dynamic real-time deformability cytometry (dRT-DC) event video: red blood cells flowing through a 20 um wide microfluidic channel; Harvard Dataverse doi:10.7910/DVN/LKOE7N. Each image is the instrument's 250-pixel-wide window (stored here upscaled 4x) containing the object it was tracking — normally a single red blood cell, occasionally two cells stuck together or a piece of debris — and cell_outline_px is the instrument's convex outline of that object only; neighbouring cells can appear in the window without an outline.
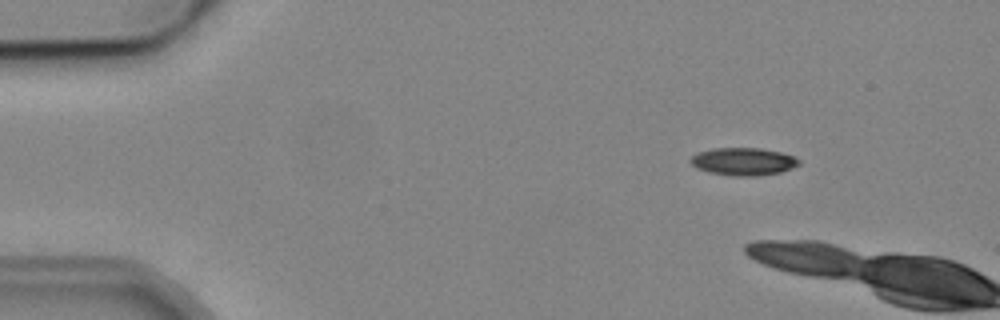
{"species": "common noctule bat (a hibernating species)", "species_latin": "Nyctalus noctula", "temperature_condition": "cold", "stored_images_in_passage": 6, "camera_frame_rate_fps": 3000, "um_per_image_px": 0.085, "animal": {"sex": "male", "body_mass_g": 19.2, "forearm_length_mm": 51.8}, "frame": {"image": 1, "passage_image": 3, "time_ms": 2.333, "image_size_px": [1000, 320], "cell_outline_px": [[800, 164], [792, 168], [780, 172], [752, 176], [736, 176], [712, 172], [696, 168], [688, 160], [692, 156], [700, 152], [712, 148], [760, 148], [780, 152], [796, 156], [800, 160]], "centroid_in_image_um": [63.21, 13.72], "position_along_channel_um": 21.8, "area_um2": 17.34}}